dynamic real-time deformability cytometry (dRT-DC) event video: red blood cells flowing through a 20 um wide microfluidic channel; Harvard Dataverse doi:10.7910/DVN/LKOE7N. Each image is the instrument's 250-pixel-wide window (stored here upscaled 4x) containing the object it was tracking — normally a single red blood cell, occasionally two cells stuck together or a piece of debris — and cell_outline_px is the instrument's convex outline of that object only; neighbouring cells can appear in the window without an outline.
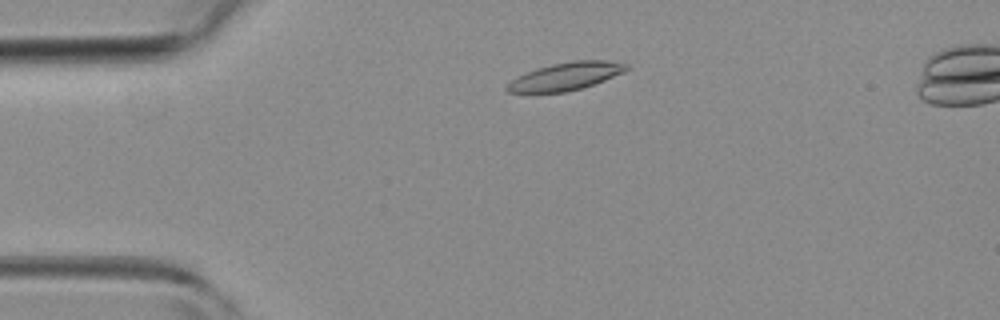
{"species": "common noctule bat (a hibernating species)", "species_latin": "Nyctalus noctula", "temperature_condition": "room temperature", "stored_images_in_passage": 36, "camera_frame_rate_fps": 3000, "um_per_image_px": 0.085, "animal": {"sex": "female", "body_mass_g": 19.3, "forearm_length_mm": 54.1}, "frame": {"image": 1, "passage_image": 1, "time_ms": 0.0, "image_size_px": [1000, 320], "cell_outline_px": [[628, 68], [624, 72], [604, 80], [580, 88], [564, 92], [508, 92], [504, 88], [512, 80], [536, 68], [552, 64], [572, 60], [604, 60], [628, 64]], "centroid_in_image_um": [48.1, 6.47], "position_along_channel_um": 36.9, "area_um2": 18.9}}
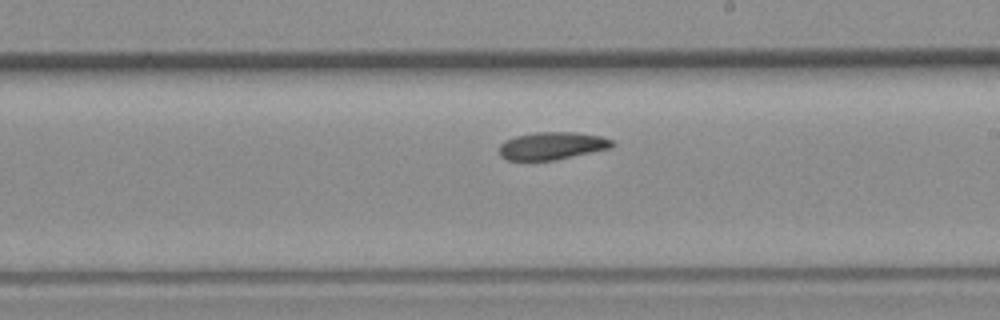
{"frame": {"image": 2, "passage_image": 17, "time_ms": 5.333, "image_size_px": [1000, 320], "cell_outline_px": [[616, 144], [612, 148], [552, 160], [508, 160], [500, 156], [500, 144], [504, 140], [516, 136], [536, 132], [576, 132], [600, 136], [612, 140]], "centroid_in_image_um": [46.93, 12.38], "position_along_channel_um": 242.1, "area_um2": 18.09}}
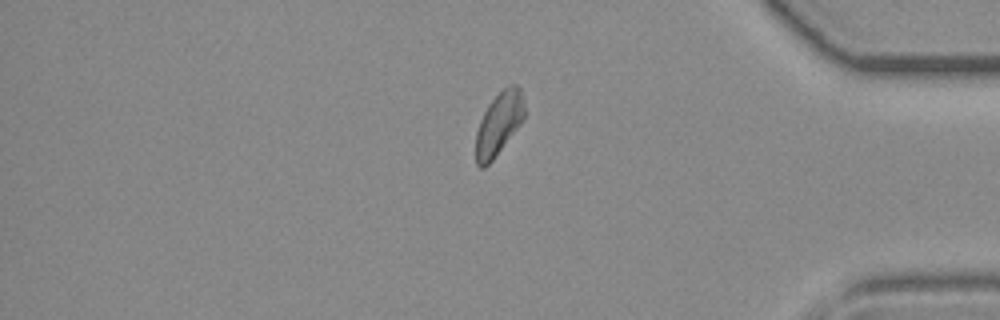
{"frame": {"image": 3, "passage_image": 29, "time_ms": 9.333, "image_size_px": [1000, 320], "cell_outline_px": [[524, 116], [520, 124], [492, 160], [484, 168], [480, 168], [476, 164], [476, 132], [480, 120], [488, 104], [508, 84], [516, 84], [520, 88], [524, 96]], "centroid_in_image_um": [42.4, 10.49], "position_along_channel_um": 392.8, "area_um2": 17.63}}